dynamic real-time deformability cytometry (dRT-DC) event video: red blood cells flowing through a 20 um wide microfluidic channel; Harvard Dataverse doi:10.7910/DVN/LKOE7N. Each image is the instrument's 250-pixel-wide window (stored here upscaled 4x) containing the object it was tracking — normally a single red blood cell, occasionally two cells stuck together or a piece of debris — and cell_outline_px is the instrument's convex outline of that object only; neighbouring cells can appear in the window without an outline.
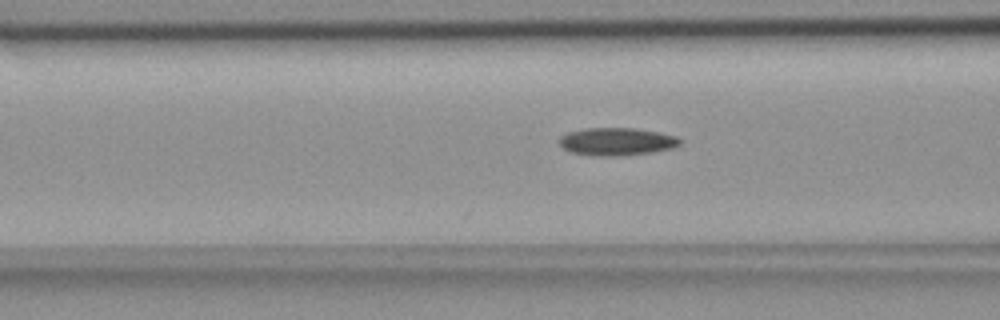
{"species": "common noctule bat (a hibernating species)", "species_latin": "Nyctalus noctula", "temperature_condition": "room temperature", "stored_images_in_passage": 55, "camera_frame_rate_fps": 3000, "um_per_image_px": 0.085, "animal": {"sex": "female", "body_mass_g": 18.4}, "frame": {"image": 1, "passage_image": 21, "time_ms": 6.667, "image_size_px": [1000, 320], "cell_outline_px": [[680, 144], [672, 148], [652, 152], [612, 156], [600, 156], [572, 152], [564, 148], [556, 140], [560, 136], [568, 132], [584, 128], [636, 128], [660, 132], [676, 136], [680, 140]], "centroid_in_image_um": [52.4, 12.02], "position_along_channel_um": 114.2, "area_um2": 19.42}}
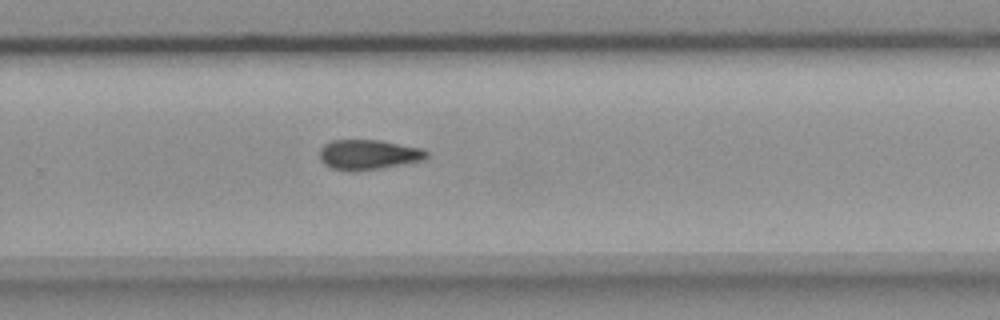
{"frame": {"image": 2, "passage_image": 36, "time_ms": 11.667, "image_size_px": [1000, 320], "cell_outline_px": [[428, 156], [424, 160], [384, 168], [360, 172], [348, 172], [332, 168], [324, 164], [320, 160], [320, 148], [324, 144], [332, 140], [380, 140], [424, 148], [428, 152]], "centroid_in_image_um": [31.33, 13.16], "position_along_channel_um": 298.5, "area_um2": 19.19}}
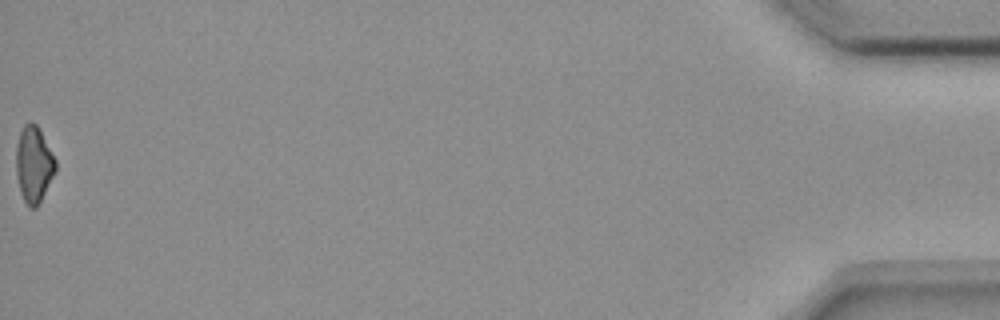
{"frame": {"image": 3, "passage_image": 55, "time_ms": 18.0, "image_size_px": [1000, 320], "cell_outline_px": [[56, 172], [36, 208], [28, 208], [20, 192], [16, 176], [16, 144], [20, 132], [24, 124], [28, 120], [32, 120], [36, 124], [56, 160]], "centroid_in_image_um": [2.85, 13.97], "position_along_channel_um": 432.3, "area_um2": 17.63}}